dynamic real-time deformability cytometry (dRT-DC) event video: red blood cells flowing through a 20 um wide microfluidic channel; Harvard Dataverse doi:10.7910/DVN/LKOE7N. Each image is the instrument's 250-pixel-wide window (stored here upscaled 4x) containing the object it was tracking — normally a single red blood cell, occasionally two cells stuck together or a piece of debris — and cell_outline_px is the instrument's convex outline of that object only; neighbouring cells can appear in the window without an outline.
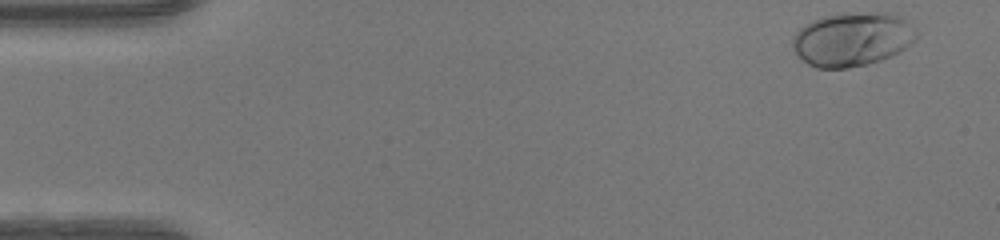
{"species": "human", "species_latin": "Homo sapiens", "temperature_condition": "warm", "stored_images_in_passage": 48, "camera_frame_rate_fps": 3000, "um_per_image_px": 0.085, "donor": {"sex": "female"}, "frame": {"image": 1, "passage_image": 1, "time_ms": 0.0, "image_size_px": [1000, 240], "cell_outline_px": [[920, 32], [916, 40], [900, 52], [892, 56], [868, 64], [848, 68], [816, 68], [808, 64], [792, 48], [792, 36], [804, 24], [812, 20], [824, 16], [880, 12], [892, 12], [900, 16]], "centroid_in_image_um": [72.48, 3.34], "position_along_channel_um": 12.5, "area_um2": 39.02}}
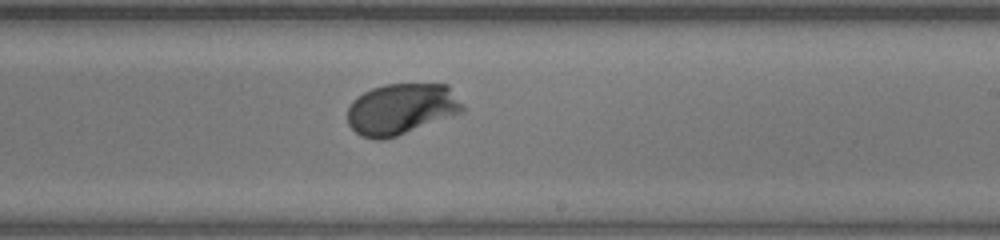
{"frame": {"image": 2, "passage_image": 28, "time_ms": 9.0, "image_size_px": [1000, 240], "cell_outline_px": [[464, 112], [396, 136], [384, 140], [376, 140], [360, 136], [348, 124], [348, 108], [352, 100], [356, 96], [372, 88], [384, 84], [448, 84], [464, 104]], "centroid_in_image_um": [34.12, 9.26], "position_along_channel_um": 254.9, "area_um2": 34.56}}
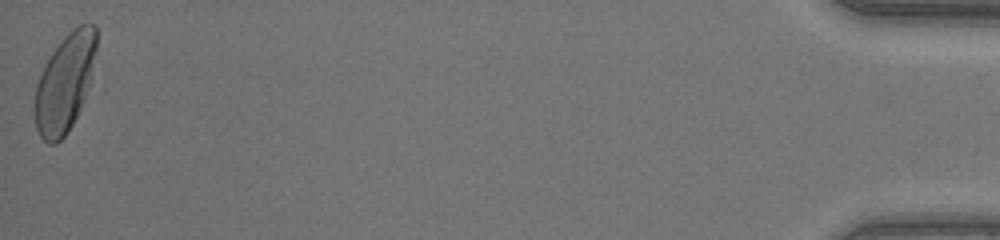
{"frame": {"image": 3, "passage_image": 48, "time_ms": 15.667, "image_size_px": [1000, 240], "cell_outline_px": [[96, 48], [88, 88], [80, 108], [72, 124], [64, 136], [56, 144], [48, 144], [40, 136], [36, 128], [36, 84], [52, 52], [64, 36], [72, 28], [80, 24], [96, 24]], "centroid_in_image_um": [5.52, 7.03], "position_along_channel_um": 429.7, "area_um2": 34.33}, "authors_computed_cell_mechanics": {"area_um2": 33.6685, "velocity_mm_per_s": 4.1353, "shape_relaxation_time_tau1_ms": 1.5484, "shape_relaxation_time_tau2_ms": null, "deformation_change_tau1": 0.1523, "deformation_change_tau2": null}}